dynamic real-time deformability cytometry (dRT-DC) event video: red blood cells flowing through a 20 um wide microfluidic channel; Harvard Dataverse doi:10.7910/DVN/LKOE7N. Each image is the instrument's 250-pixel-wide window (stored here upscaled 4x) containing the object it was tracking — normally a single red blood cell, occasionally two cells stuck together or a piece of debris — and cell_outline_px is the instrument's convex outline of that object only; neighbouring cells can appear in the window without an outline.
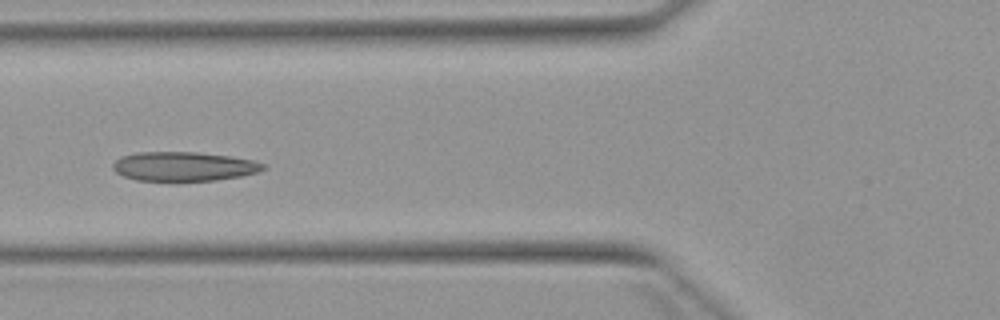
{"species": "Egyptian fruit bat (a non-hibernating species)", "species_latin": "Rousettus aegyptiacus", "temperature_condition": "warm", "stored_images_in_passage": 6, "camera_frame_rate_fps": 3000, "um_per_image_px": 0.085, "animal": {"sex": "female"}, "frame": {"image": 1, "passage_image": 6, "time_ms": 6.667, "image_size_px": [1000, 320], "cell_outline_px": [[268, 168], [260, 172], [240, 176], [216, 180], [136, 180], [124, 176], [116, 172], [112, 168], [112, 164], [120, 156], [136, 152], [196, 152], [228, 156], [256, 160], [268, 164]], "centroid_in_image_um": [15.67, 14.13], "position_along_channel_um": 110.1, "area_um2": 25.72}}